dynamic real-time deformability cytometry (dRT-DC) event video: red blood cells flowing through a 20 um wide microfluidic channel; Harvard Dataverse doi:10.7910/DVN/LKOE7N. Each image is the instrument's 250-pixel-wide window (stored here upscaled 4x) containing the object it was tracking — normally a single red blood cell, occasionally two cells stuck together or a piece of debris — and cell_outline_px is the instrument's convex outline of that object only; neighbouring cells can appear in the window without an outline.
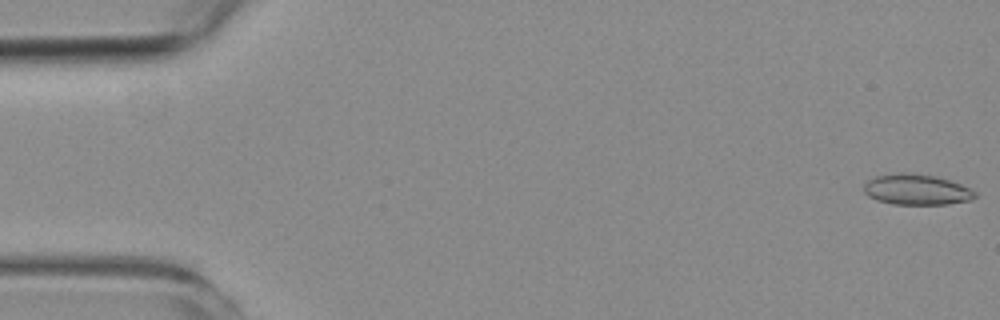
{"species": "common noctule bat (a hibernating species)", "species_latin": "Nyctalus noctula", "temperature_condition": "room temperature", "stored_images_in_passage": 6, "camera_frame_rate_fps": 3000, "um_per_image_px": 0.085, "animal": {"sex": "female", "body_mass_g": 19.3, "forearm_length_mm": 54.1}, "frame": {"image": 1, "passage_image": 1, "time_ms": 0.0, "image_size_px": [1000, 320], "cell_outline_px": [[976, 196], [968, 200], [948, 204], [892, 204], [876, 200], [868, 196], [864, 192], [864, 184], [868, 180], [876, 176], [900, 172], [912, 172], [936, 176], [960, 184], [976, 192]], "centroid_in_image_um": [77.86, 16.1], "position_along_channel_um": 7.1, "area_um2": 19.83}}
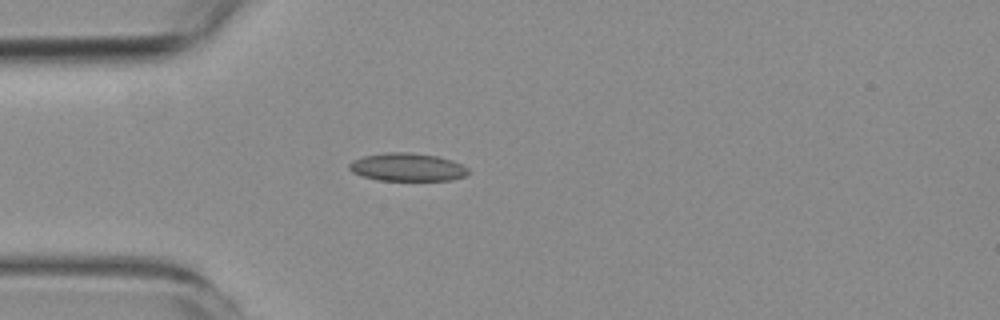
{"frame": {"image": 2, "passage_image": 5, "time_ms": 4.667, "image_size_px": [1000, 320], "cell_outline_px": [[468, 172], [464, 176], [452, 180], [380, 180], [360, 176], [352, 172], [348, 168], [348, 164], [352, 160], [364, 156], [384, 152], [408, 152], [436, 156], [452, 160], [468, 168]], "centroid_in_image_um": [34.57, 14.2], "position_along_channel_um": 50.4, "area_um2": 19.42}}